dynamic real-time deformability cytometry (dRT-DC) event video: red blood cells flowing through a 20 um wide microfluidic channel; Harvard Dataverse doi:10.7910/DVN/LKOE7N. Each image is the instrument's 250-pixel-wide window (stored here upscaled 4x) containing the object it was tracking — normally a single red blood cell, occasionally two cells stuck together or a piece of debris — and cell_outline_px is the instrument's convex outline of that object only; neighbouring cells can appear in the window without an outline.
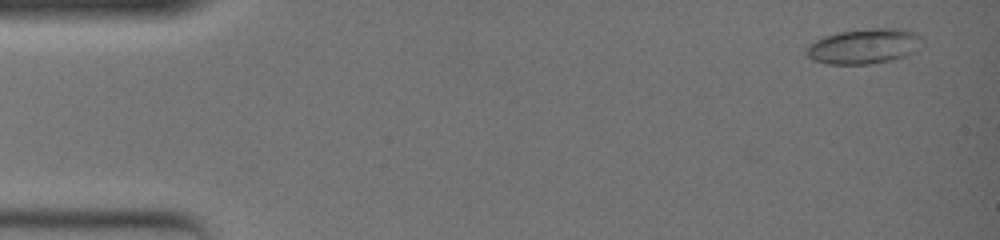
{"species": "common noctule bat (a hibernating species)", "species_latin": "Nyctalus noctula", "temperature_condition": "warm", "stored_images_in_passage": 51, "camera_frame_rate_fps": 3000, "um_per_image_px": 0.085, "animal": {"sex": "female", "body_mass_g": 19.0, "forearm_length_mm": 51.5}, "frame": {"image": 1, "passage_image": 3, "time_ms": 0.667, "image_size_px": [1000, 240], "cell_outline_px": [[924, 40], [920, 48], [916, 52], [892, 60], [868, 64], [828, 64], [812, 60], [804, 52], [804, 48], [808, 44], [824, 36], [840, 32], [868, 28], [908, 28], [924, 36]], "centroid_in_image_um": [73.5, 3.91], "position_along_channel_um": 11.5, "area_um2": 24.33}}
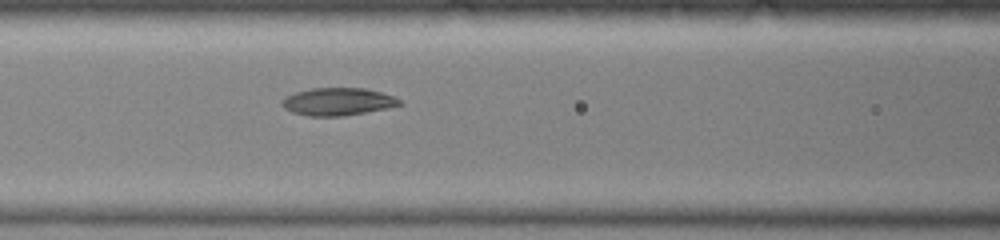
{"frame": {"image": 2, "passage_image": 23, "time_ms": 7.333, "image_size_px": [1000, 240], "cell_outline_px": [[404, 104], [364, 112], [340, 116], [308, 116], [292, 112], [284, 108], [280, 104], [284, 96], [296, 92], [312, 88], [364, 88], [396, 96], [404, 100]], "centroid_in_image_um": [28.72, 8.63], "position_along_channel_um": 137.9, "area_um2": 18.96}}
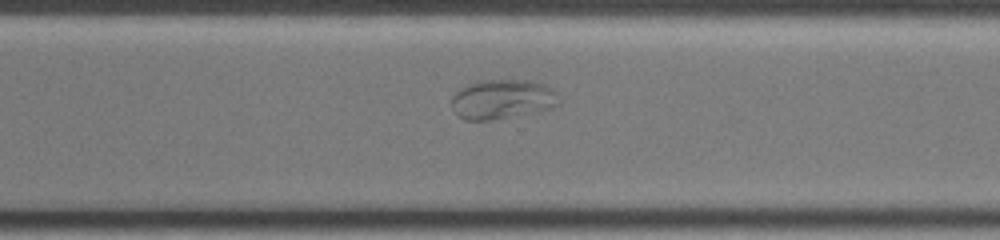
{"frame": {"image": 3, "passage_image": 38, "time_ms": 12.333, "image_size_px": [1000, 240], "cell_outline_px": [[560, 104], [544, 108], [484, 120], [464, 120], [456, 112], [452, 104], [452, 96], [456, 92], [472, 84], [492, 80], [528, 80], [544, 84], [552, 92]], "centroid_in_image_um": [42.63, 8.41], "position_along_channel_um": 328.0, "area_um2": 23.06}}